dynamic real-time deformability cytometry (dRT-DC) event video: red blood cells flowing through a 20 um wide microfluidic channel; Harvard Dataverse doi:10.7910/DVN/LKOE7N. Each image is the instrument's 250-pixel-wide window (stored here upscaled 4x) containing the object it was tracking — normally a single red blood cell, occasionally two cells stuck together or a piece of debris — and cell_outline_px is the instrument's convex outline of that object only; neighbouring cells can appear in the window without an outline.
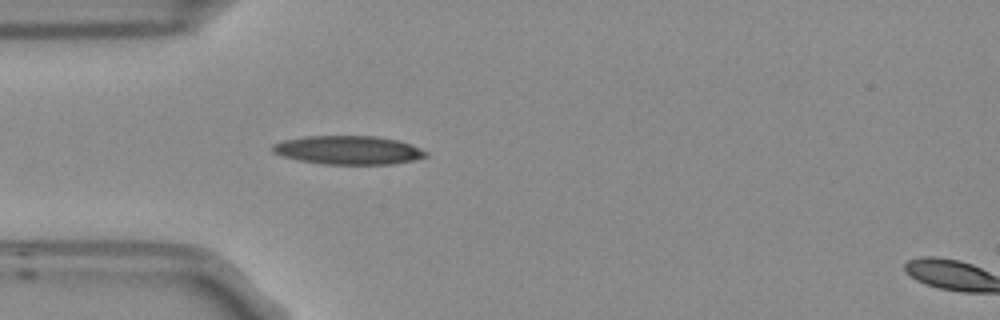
{"species": "Egyptian fruit bat (a non-hibernating species)", "species_latin": "Rousettus aegyptiacus", "temperature_condition": "room temperature", "stored_images_in_passage": 2, "segment_of_instrument_passage": [1, 2], "camera_frame_rate_fps": 3000, "um_per_image_px": 0.085, "frame": {"image": 1, "passage_image": 1, "time_ms": 0.0, "image_size_px": [1000, 320], "cell_outline_px": [[428, 156], [416, 160], [392, 164], [324, 164], [300, 160], [284, 156], [272, 152], [272, 144], [284, 140], [304, 136], [376, 136], [396, 140], [412, 144], [428, 152]], "centroid_in_image_um": [29.64, 12.76], "position_along_channel_um": 55.4, "area_um2": 25.61}}